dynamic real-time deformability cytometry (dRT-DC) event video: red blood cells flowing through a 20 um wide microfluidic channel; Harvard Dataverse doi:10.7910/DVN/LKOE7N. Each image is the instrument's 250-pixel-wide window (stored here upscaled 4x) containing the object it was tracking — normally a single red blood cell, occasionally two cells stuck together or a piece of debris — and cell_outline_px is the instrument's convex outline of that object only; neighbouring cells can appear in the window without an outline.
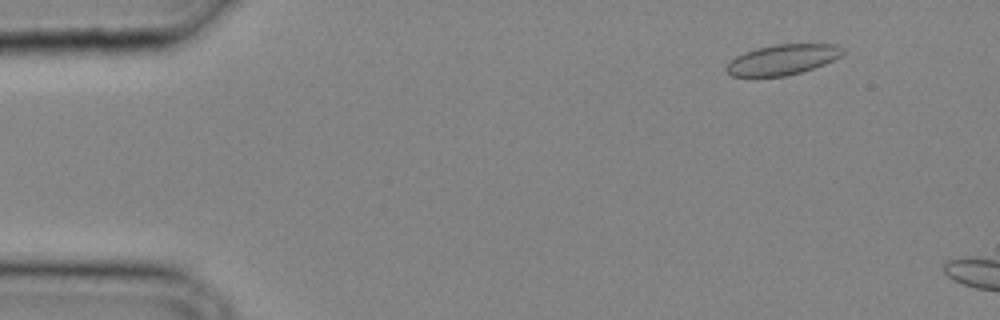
{"species": "common noctule bat (a hibernating species)", "species_latin": "Nyctalus noctula", "temperature_condition": "cold", "stored_images_in_passage": 6, "camera_frame_rate_fps": 3000, "um_per_image_px": 0.085, "animal": {"sex": "male", "body_mass_g": 20.4}, "frame": {"image": 1, "passage_image": 4, "time_ms": 1.0, "image_size_px": [1000, 320], "cell_outline_px": [[844, 52], [840, 56], [824, 64], [800, 72], [784, 76], [732, 76], [724, 68], [736, 56], [744, 52], [756, 48], [776, 44], [836, 44], [844, 48]], "centroid_in_image_um": [66.52, 5.05], "position_along_channel_um": 18.5, "area_um2": 20.35}}